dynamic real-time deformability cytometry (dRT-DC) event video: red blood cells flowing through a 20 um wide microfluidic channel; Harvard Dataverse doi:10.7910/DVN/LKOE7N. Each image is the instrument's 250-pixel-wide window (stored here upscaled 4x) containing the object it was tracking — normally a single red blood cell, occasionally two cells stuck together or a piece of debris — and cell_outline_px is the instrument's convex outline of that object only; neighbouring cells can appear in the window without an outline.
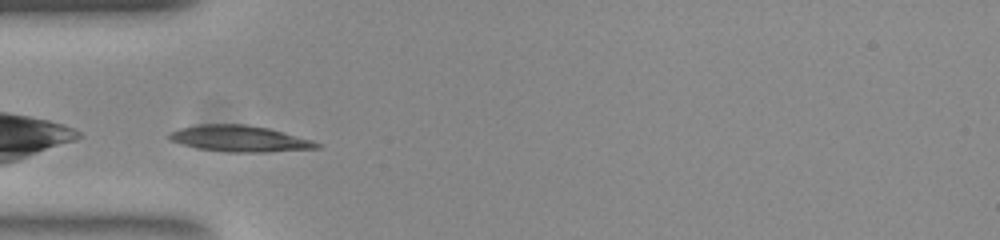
{"species": "common noctule bat (a hibernating species)", "species_latin": "Nyctalus noctula", "temperature_condition": "room temperature", "stored_images_in_passage": 34, "camera_frame_rate_fps": 3000, "um_per_image_px": 0.085, "animal": {"sex": "female", "body_mass_g": 23.0, "forearm_length_mm": 53.4}, "frame": {"image": 1, "passage_image": 1, "time_ms": 0.0, "image_size_px": [1000, 240], "cell_outline_px": [[320, 148], [268, 152], [228, 152], [200, 148], [184, 144], [172, 140], [168, 136], [172, 132], [180, 128], [196, 124], [244, 124], [268, 128], [312, 140], [320, 144]], "centroid_in_image_um": [20.4, 11.78], "position_along_channel_um": 64.6, "area_um2": 22.2}, "authors_computed_cell_mechanics": {"area_um2": 20.5479, "velocity_mm_per_s": 3.8443, "shape_relaxation_time_tau1_ms": 2.406, "shape_relaxation_time_tau2_ms": 1.5655, "deformation_change_tau1": 0.1272, "deformation_change_tau2": 0.0635}}